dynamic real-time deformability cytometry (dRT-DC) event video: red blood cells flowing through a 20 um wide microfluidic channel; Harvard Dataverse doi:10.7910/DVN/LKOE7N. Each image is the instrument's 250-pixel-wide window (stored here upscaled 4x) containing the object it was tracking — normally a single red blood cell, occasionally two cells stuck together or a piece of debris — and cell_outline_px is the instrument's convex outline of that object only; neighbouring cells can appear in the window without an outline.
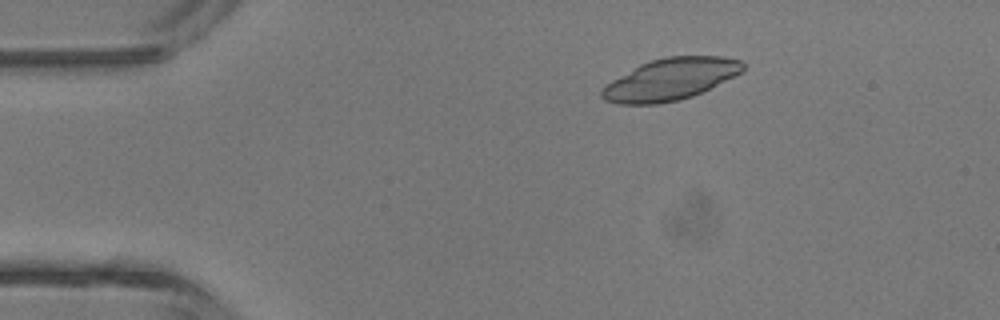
{"species": "common noctule bat (a hibernating species)", "species_latin": "Nyctalus noctula", "temperature_condition": "room temperature", "stored_images_in_passage": 4, "camera_frame_rate_fps": 3000, "um_per_image_px": 0.085, "animal": {"sex": "male", "body_mass_g": 13.3}, "frame": {"image": 1, "passage_image": 3, "time_ms": 2.333, "image_size_px": [1000, 320], "cell_outline_px": [[744, 72], [692, 96], [680, 100], [656, 104], [620, 104], [604, 100], [600, 96], [600, 88], [604, 84], [640, 64], [648, 60], [664, 56], [724, 56], [740, 60], [744, 64]], "centroid_in_image_um": [56.95, 6.73], "position_along_channel_um": 28.0, "area_um2": 34.62}}